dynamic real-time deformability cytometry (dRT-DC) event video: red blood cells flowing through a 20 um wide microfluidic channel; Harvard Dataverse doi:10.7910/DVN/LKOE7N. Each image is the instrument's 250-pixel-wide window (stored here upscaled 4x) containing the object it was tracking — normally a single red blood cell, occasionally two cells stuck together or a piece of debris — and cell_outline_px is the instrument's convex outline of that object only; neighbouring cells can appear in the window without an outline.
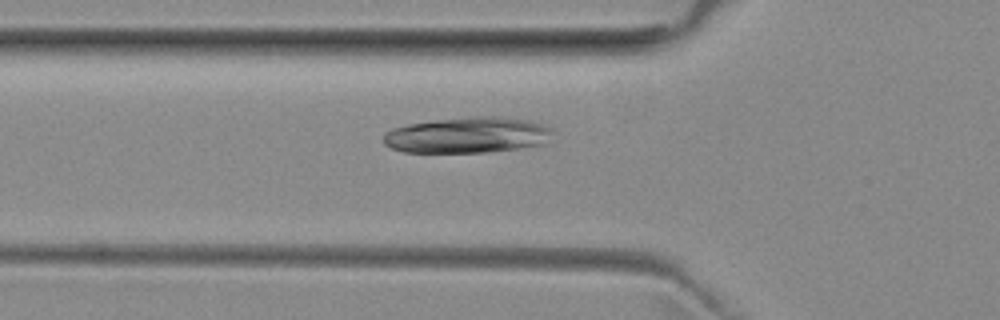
{"species": "common noctule bat (a hibernating species)", "species_latin": "Nyctalus noctula", "temperature_condition": "room temperature", "stored_images_in_passage": 25, "camera_frame_rate_fps": 3000, "um_per_image_px": 0.085, "animal": {"sex": "female", "body_mass_g": 29.2, "forearm_length_mm": 56.3}, "frame": {"image": 1, "passage_image": 11, "time_ms": 3.333, "image_size_px": [1000, 320], "cell_outline_px": [[556, 128], [540, 144], [516, 148], [488, 152], [404, 152], [392, 148], [384, 144], [384, 132], [392, 128], [408, 124], [432, 120], [476, 116], [500, 116], [532, 120]], "centroid_in_image_um": [39.72, 11.46], "position_along_channel_um": 86.1, "area_um2": 35.43}}
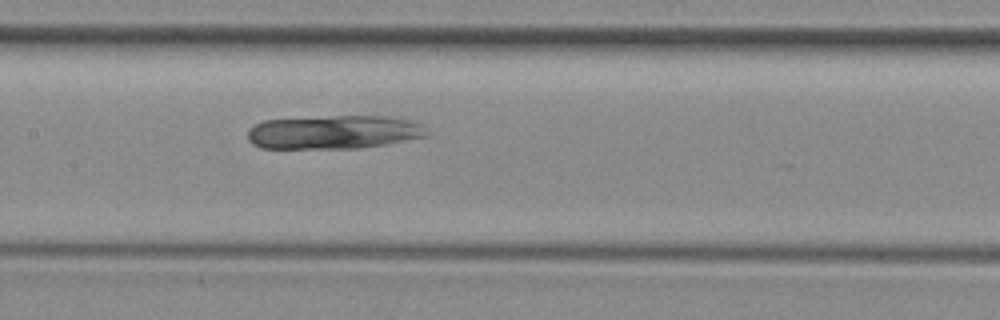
{"frame": {"image": 2, "passage_image": 18, "time_ms": 5.667, "image_size_px": [1000, 320], "cell_outline_px": [[432, 132], [428, 136], [388, 144], [356, 148], [260, 148], [252, 144], [248, 140], [248, 132], [256, 124], [264, 120], [332, 116], [388, 116], [408, 120], [420, 124]], "centroid_in_image_um": [28.42, 11.23], "position_along_channel_um": 179.0, "area_um2": 35.2}}
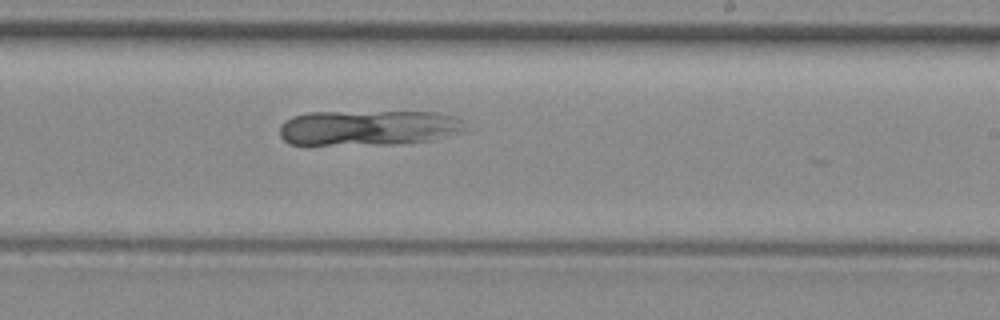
{"frame": {"image": 3, "passage_image": 24, "time_ms": 7.667, "image_size_px": [1000, 320], "cell_outline_px": [[460, 132], [432, 140], [404, 144], [288, 144], [280, 136], [280, 124], [284, 120], [292, 116], [308, 112], [436, 112], [460, 120]], "centroid_in_image_um": [31.19, 10.86], "position_along_channel_um": 257.8, "area_um2": 37.8}}